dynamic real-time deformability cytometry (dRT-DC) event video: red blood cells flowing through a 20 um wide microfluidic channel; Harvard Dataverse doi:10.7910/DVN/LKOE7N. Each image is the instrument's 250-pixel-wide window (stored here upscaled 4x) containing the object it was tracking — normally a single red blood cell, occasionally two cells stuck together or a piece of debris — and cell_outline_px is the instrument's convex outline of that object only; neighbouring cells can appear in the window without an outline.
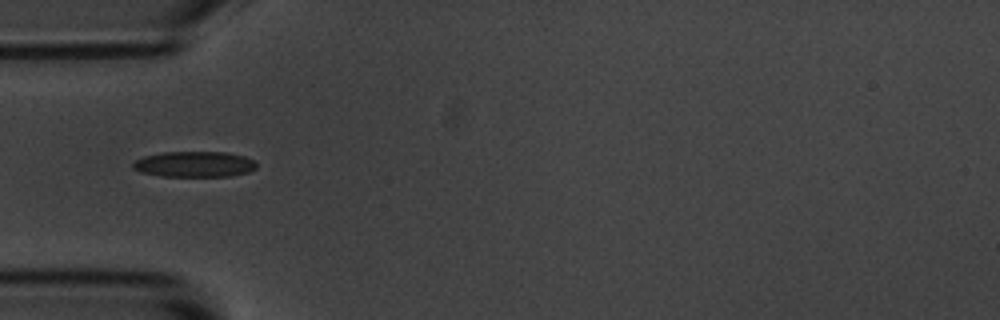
{"species": "common noctule bat (a hibernating species)", "species_latin": "Nyctalus noctula", "temperature_condition": "room temperature", "stored_images_in_passage": 15, "camera_frame_rate_fps": 3000, "um_per_image_px": 0.085, "animal": {"sex": "male", "body_mass_g": 20.1, "forearm_length_mm": 53.5}, "frame": {"image": 1, "passage_image": 5, "time_ms": 5.667, "image_size_px": [1000, 320], "cell_outline_px": [[256, 168], [248, 172], [228, 176], [160, 176], [140, 172], [132, 168], [132, 164], [136, 160], [144, 156], [164, 152], [228, 152], [244, 156], [252, 160], [256, 164]], "centroid_in_image_um": [16.5, 13.96], "position_along_channel_um": 68.5, "area_um2": 18.44}}
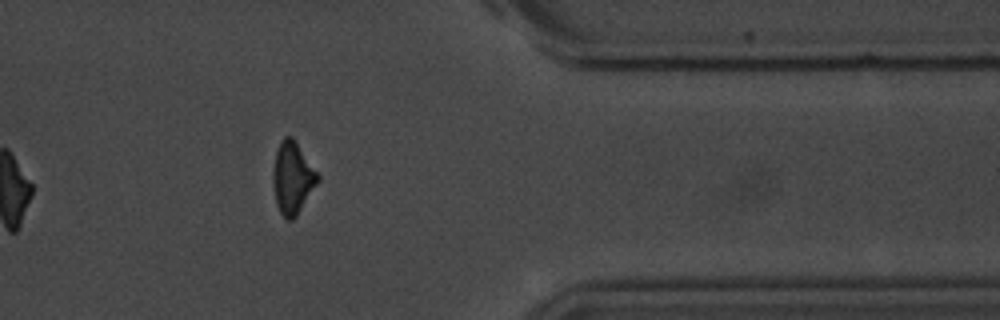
{"frame": {"image": 2, "passage_image": 13, "time_ms": 14.667, "image_size_px": [1000, 320], "cell_outline_px": [[320, 180], [296, 216], [292, 220], [288, 220], [280, 212], [276, 204], [272, 180], [272, 172], [276, 152], [280, 140], [284, 136], [292, 136], [320, 176]], "centroid_in_image_um": [24.85, 15.11], "position_along_channel_um": 386.5, "area_um2": 18.73}}
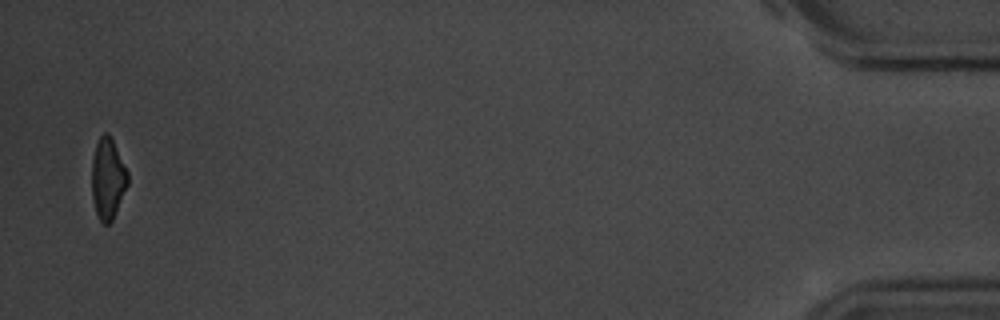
{"frame": {"image": 3, "passage_image": 15, "time_ms": 17.667, "image_size_px": [1000, 320], "cell_outline_px": [[128, 184], [112, 220], [108, 224], [104, 224], [100, 220], [96, 212], [92, 196], [92, 160], [96, 144], [100, 136], [104, 132], [108, 132], [128, 172]], "centroid_in_image_um": [9.16, 15.18], "position_along_channel_um": 426.0, "area_um2": 16.7}, "authors_computed_cell_mechanics": {"area_um2": 18.4382, "velocity_mm_per_s": 3.7167, "shape_relaxation_time_tau1_ms": 3.4382, "shape_relaxation_time_tau2_ms": 1.9305, "deformation_change_tau1": 0.0915, "deformation_change_tau2": 0.0625}}